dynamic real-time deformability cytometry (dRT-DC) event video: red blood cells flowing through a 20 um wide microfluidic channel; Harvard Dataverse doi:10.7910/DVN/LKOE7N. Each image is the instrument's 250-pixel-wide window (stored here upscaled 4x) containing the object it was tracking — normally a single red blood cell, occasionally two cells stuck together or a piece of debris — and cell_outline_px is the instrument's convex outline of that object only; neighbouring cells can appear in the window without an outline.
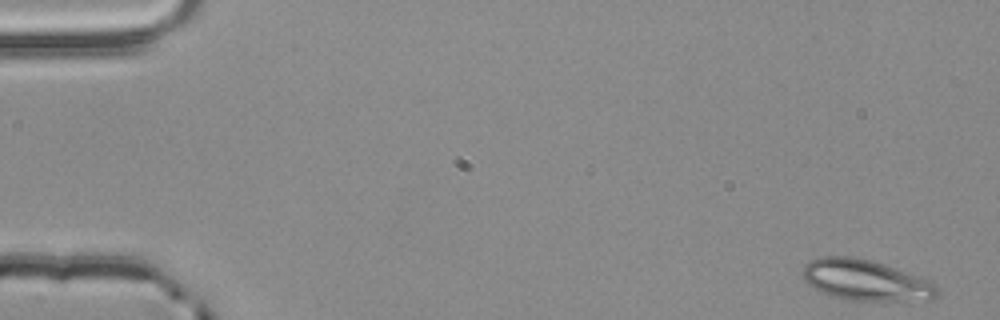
{"species": "common noctule bat (a hibernating species)", "species_latin": "Nyctalus noctula", "temperature_condition": "room temperature", "stored_images_in_passage": 3, "camera_frame_rate_fps": 3000, "um_per_image_px": 0.085, "animal": {"sex": "male", "body_mass_g": 20.4}, "frame": {"image": 1, "passage_image": 3, "time_ms": 0.667, "image_size_px": [1000, 320], "cell_outline_px": [[940, 292], [932, 300], [852, 300], [828, 296], [820, 292], [808, 284], [804, 280], [800, 272], [804, 264], [808, 260], [820, 256], [852, 256], [872, 260], [884, 264], [928, 280], [936, 284], [940, 288]], "centroid_in_image_um": [73.53, 23.81], "position_along_channel_um": 11.5, "area_um2": 32.37}}